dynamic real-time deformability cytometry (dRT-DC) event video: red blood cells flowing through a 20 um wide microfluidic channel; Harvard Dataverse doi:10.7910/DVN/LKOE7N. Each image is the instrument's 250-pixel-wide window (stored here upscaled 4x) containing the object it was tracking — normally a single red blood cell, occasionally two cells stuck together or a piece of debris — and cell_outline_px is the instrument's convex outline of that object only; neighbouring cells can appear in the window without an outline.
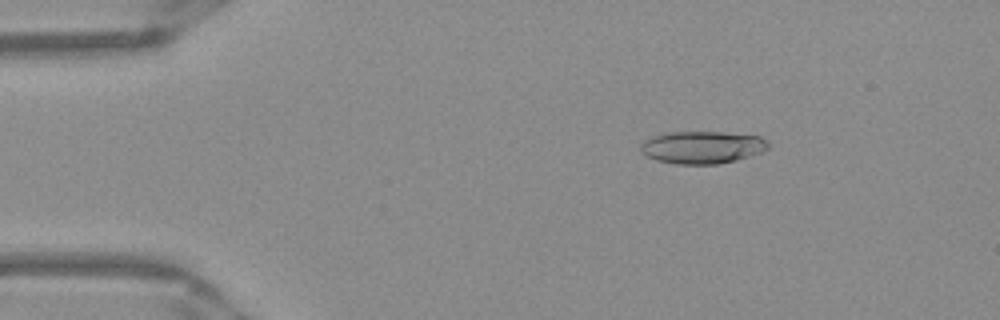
{"species": "Egyptian fruit bat (a non-hibernating species)", "species_latin": "Rousettus aegyptiacus", "temperature_condition": "warm", "stored_images_in_passage": 51, "camera_frame_rate_fps": 3000, "um_per_image_px": 0.085, "frame": {"image": 1, "passage_image": 8, "time_ms": 2.333, "image_size_px": [1000, 320], "cell_outline_px": [[768, 148], [760, 152], [736, 160], [720, 164], [676, 164], [656, 160], [648, 156], [640, 148], [640, 144], [644, 140], [656, 136], [672, 132], [720, 132], [760, 136], [768, 140]], "centroid_in_image_um": [59.71, 12.52], "position_along_channel_um": 25.3, "area_um2": 23.87}}
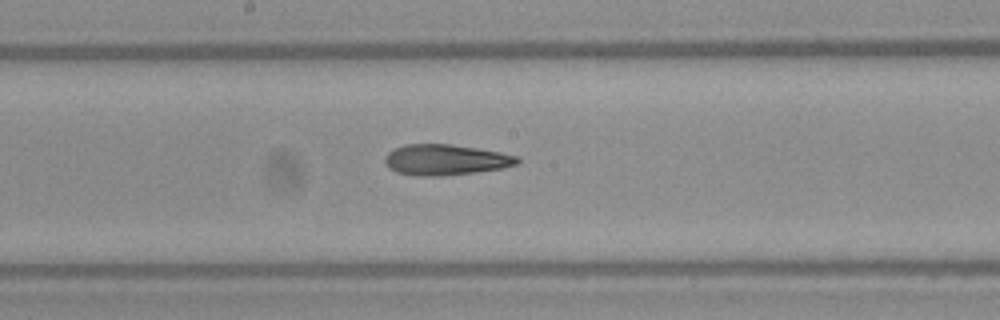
{"frame": {"image": 2, "passage_image": 27, "time_ms": 8.667, "image_size_px": [1000, 320], "cell_outline_px": [[520, 160], [516, 164], [504, 168], [444, 176], [420, 176], [396, 172], [388, 168], [384, 160], [384, 156], [388, 152], [404, 144], [452, 144], [500, 152], [516, 156]], "centroid_in_image_um": [37.84, 13.58], "position_along_channel_um": 210.4, "area_um2": 23.7}}
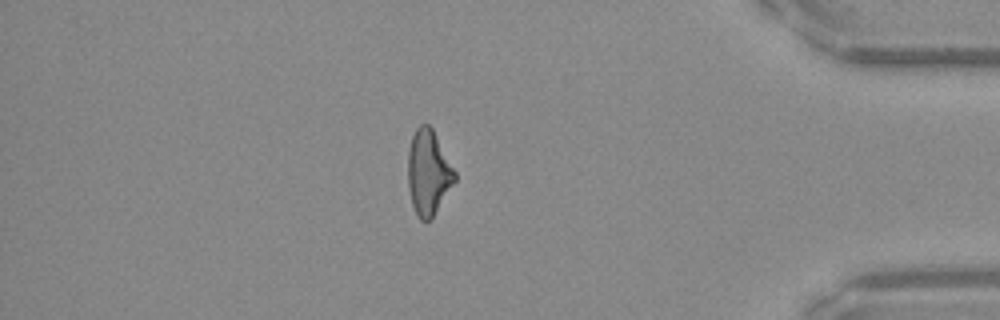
{"frame": {"image": 3, "passage_image": 44, "time_ms": 14.333, "image_size_px": [1000, 320], "cell_outline_px": [[456, 180], [432, 216], [428, 220], [420, 220], [412, 204], [408, 188], [408, 148], [412, 136], [416, 128], [420, 124], [428, 124], [432, 128], [456, 172]], "centroid_in_image_um": [36.4, 14.62], "position_along_channel_um": 398.8, "area_um2": 22.89}, "authors_computed_cell_mechanics": {"area_um2": 23.698, "velocity_mm_per_s": 3.9734, "shape_relaxation_time_tau1_ms": null, "shape_relaxation_time_tau2_ms": 5.4141, "deformation_change_tau1": null, "deformation_change_tau2": 0.1786}}